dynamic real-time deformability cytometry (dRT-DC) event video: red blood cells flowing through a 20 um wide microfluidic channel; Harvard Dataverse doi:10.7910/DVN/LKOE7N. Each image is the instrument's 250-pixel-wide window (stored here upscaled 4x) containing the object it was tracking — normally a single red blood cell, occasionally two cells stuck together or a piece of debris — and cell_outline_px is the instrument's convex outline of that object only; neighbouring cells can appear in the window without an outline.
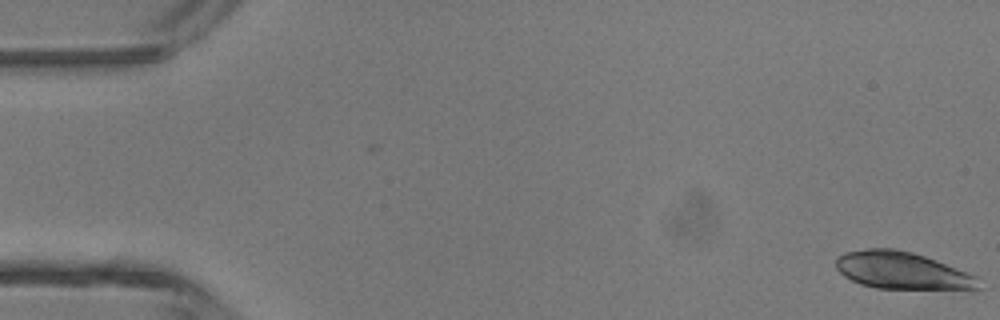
{"species": "common noctule bat (a hibernating species)", "species_latin": "Nyctalus noctula", "temperature_condition": "room temperature", "stored_images_in_passage": 4, "camera_frame_rate_fps": 3000, "um_per_image_px": 0.085, "animal": {"sex": "male", "body_mass_g": 13.3}, "frame": {"image": 1, "passage_image": 4, "time_ms": 1.0, "image_size_px": [1000, 320], "cell_outline_px": [[984, 288], [876, 288], [860, 284], [844, 276], [836, 268], [836, 256], [844, 252], [868, 248], [892, 248], [912, 252], [936, 260], [980, 276]], "centroid_in_image_um": [76.69, 22.98], "position_along_channel_um": 8.3, "area_um2": 30.98}}